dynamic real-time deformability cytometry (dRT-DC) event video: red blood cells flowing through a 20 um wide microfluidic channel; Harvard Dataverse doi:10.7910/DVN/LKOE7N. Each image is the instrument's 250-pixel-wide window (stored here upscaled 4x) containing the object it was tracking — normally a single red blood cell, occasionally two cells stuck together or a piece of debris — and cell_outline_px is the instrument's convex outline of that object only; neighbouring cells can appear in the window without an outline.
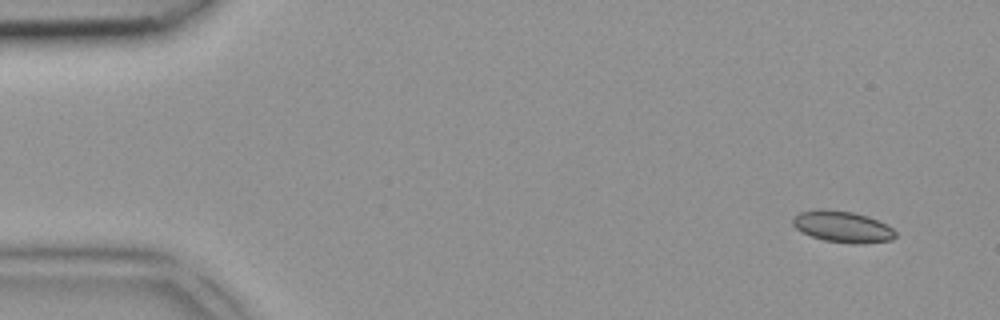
{"species": "common noctule bat (a hibernating species)", "species_latin": "Nyctalus noctula", "temperature_condition": "room temperature", "stored_images_in_passage": 4, "camera_frame_rate_fps": 3000, "um_per_image_px": 0.085, "animal": {"sex": "female", "body_mass_g": 18.4}, "frame": {"image": 1, "passage_image": 1, "time_ms": 0.0, "image_size_px": [1000, 320], "cell_outline_px": [[896, 236], [892, 240], [856, 244], [824, 240], [812, 236], [796, 228], [792, 224], [792, 220], [800, 212], [820, 208], [824, 208], [852, 212], [868, 216], [888, 224], [896, 232]], "centroid_in_image_um": [71.64, 19.26], "position_along_channel_um": 13.4, "area_um2": 18.73}}
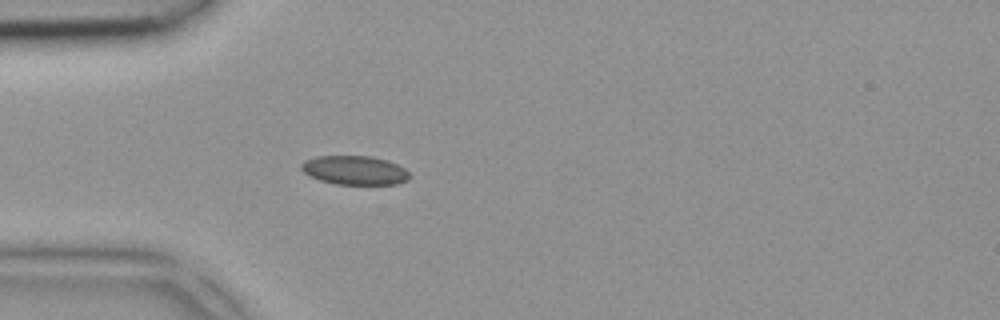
{"frame": {"image": 2, "passage_image": 4, "time_ms": 1.0, "image_size_px": [1000, 320], "cell_outline_px": [[412, 176], [408, 180], [396, 184], [336, 184], [320, 180], [304, 172], [300, 168], [300, 164], [304, 160], [316, 156], [372, 156], [388, 160], [404, 168]], "centroid_in_image_um": [30.16, 14.46], "position_along_channel_um": 54.8, "area_um2": 18.32}}